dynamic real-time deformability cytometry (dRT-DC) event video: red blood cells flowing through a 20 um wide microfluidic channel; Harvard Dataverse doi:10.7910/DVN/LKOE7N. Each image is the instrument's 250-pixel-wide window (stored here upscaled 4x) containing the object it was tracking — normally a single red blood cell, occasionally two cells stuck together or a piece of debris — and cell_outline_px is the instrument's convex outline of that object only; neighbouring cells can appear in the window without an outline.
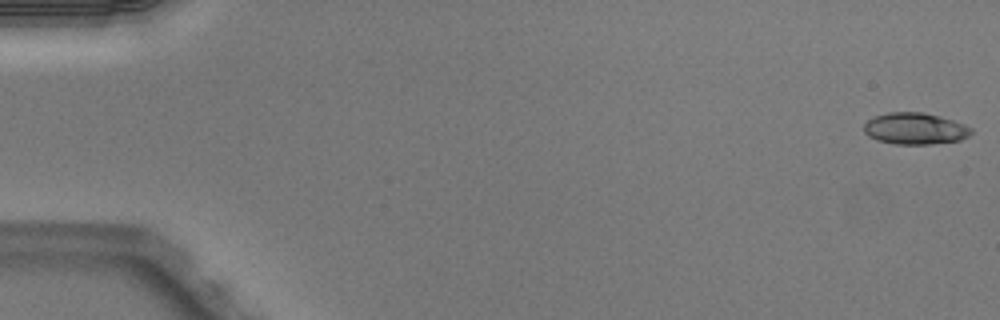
{"species": "Egyptian fruit bat (a non-hibernating species)", "species_latin": "Rousettus aegyptiacus", "temperature_condition": "warm", "stored_images_in_passage": 16, "camera_frame_rate_fps": 3000, "um_per_image_px": 0.085, "animal": {"sex": "male"}, "frame": {"image": 1, "passage_image": 1, "time_ms": 0.0, "image_size_px": [1000, 320], "cell_outline_px": [[972, 132], [968, 136], [960, 140], [928, 144], [896, 144], [876, 140], [868, 136], [864, 132], [864, 124], [868, 120], [876, 116], [888, 112], [924, 112], [940, 116], [964, 124], [972, 128]], "centroid_in_image_um": [77.77, 10.93], "position_along_channel_um": 7.2, "area_um2": 19.71}}
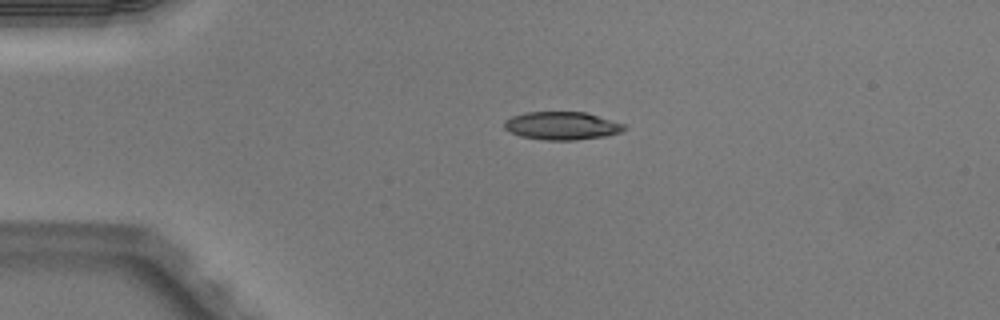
{"frame": {"image": 2, "passage_image": 12, "time_ms": 3.667, "image_size_px": [1000, 320], "cell_outline_px": [[628, 128], [620, 132], [608, 136], [576, 140], [544, 140], [520, 136], [508, 132], [504, 128], [504, 120], [512, 116], [524, 112], [588, 112], [624, 124]], "centroid_in_image_um": [47.76, 10.69], "position_along_channel_um": 37.2, "area_um2": 19.88}}